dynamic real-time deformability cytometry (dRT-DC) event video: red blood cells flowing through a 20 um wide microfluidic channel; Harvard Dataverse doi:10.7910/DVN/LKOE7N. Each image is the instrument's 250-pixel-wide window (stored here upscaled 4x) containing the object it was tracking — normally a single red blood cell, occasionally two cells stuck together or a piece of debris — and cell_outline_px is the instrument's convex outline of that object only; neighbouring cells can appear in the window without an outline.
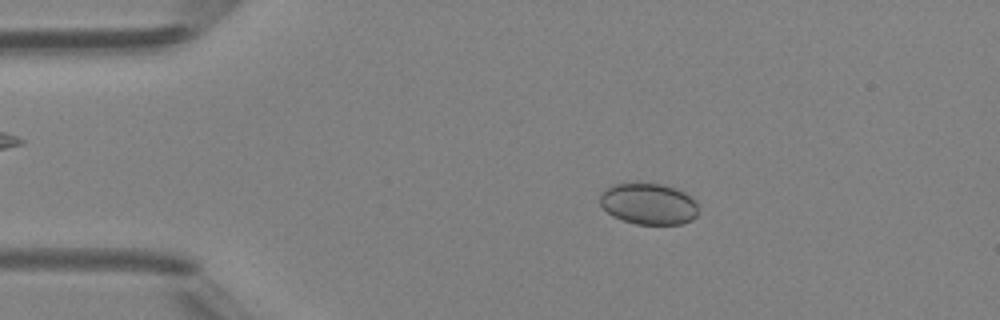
{"species": "Egyptian fruit bat (a non-hibernating species)", "species_latin": "Rousettus aegyptiacus", "temperature_condition": "room temperature", "stored_images_in_passage": 46, "camera_frame_rate_fps": 3000, "um_per_image_px": 0.085, "animal": {"sex": "female"}, "frame": {"image": 1, "passage_image": 8, "time_ms": 2.333, "image_size_px": [1000, 320], "cell_outline_px": [[696, 216], [692, 220], [680, 224], [636, 224], [612, 216], [600, 204], [600, 192], [604, 188], [612, 184], [660, 184], [676, 188], [684, 192], [696, 200]], "centroid_in_image_um": [55.11, 17.33], "position_along_channel_um": 29.9, "area_um2": 23.58}}
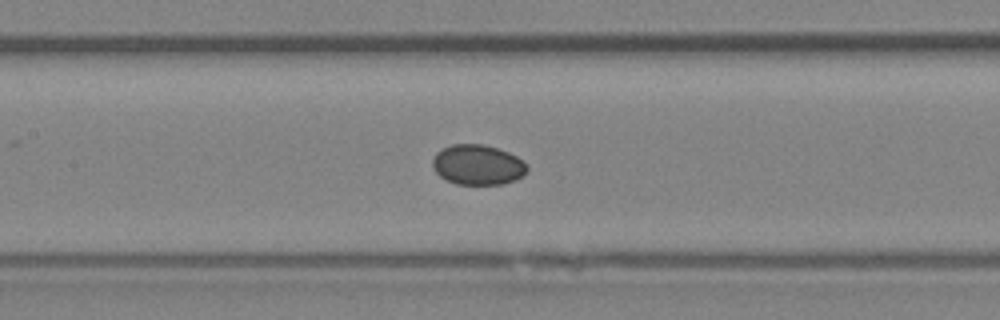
{"frame": {"image": 2, "passage_image": 21, "time_ms": 6.667, "image_size_px": [1000, 320], "cell_outline_px": [[528, 172], [524, 176], [516, 180], [500, 184], [456, 184], [440, 176], [436, 172], [432, 164], [432, 160], [436, 152], [452, 144], [484, 144], [508, 152], [524, 160], [528, 168]], "centroid_in_image_um": [40.64, 14.01], "position_along_channel_um": 166.8, "area_um2": 22.2}}
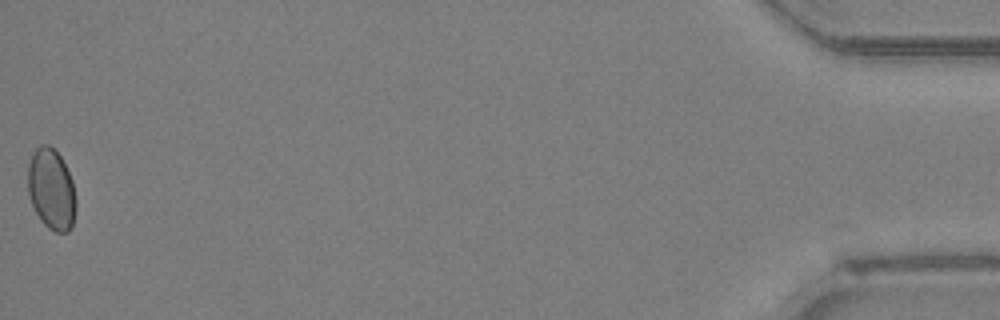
{"frame": {"image": 3, "passage_image": 46, "time_ms": 15.0, "image_size_px": [1000, 320], "cell_outline_px": [[76, 208], [72, 228], [68, 232], [56, 232], [48, 228], [40, 220], [32, 204], [28, 192], [28, 164], [32, 152], [40, 144], [48, 144], [60, 156], [72, 180], [76, 200]], "centroid_in_image_um": [4.36, 16.1], "position_along_channel_um": 430.8, "area_um2": 22.77}, "authors_computed_cell_mechanics": {"area_um2": 22.4842, "velocity_mm_per_s": 4.3736, "shape_relaxation_time_tau1_ms": null, "shape_relaxation_time_tau2_ms": 2.2452, "deformation_change_tau1": null, "deformation_change_tau2": 0.0224}}